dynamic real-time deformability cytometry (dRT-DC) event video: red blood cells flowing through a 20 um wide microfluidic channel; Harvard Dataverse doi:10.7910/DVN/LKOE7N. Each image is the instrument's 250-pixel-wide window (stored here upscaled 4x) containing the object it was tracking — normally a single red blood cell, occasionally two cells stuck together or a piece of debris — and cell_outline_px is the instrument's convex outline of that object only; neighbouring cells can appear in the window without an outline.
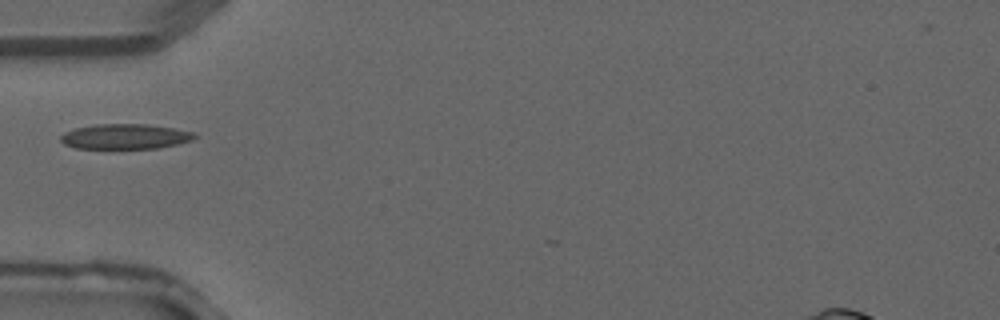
{"species": "common noctule bat (a hibernating species)", "species_latin": "Nyctalus noctula", "temperature_condition": "warm", "stored_images_in_passage": 1, "camera_frame_rate_fps": 3000, "um_per_image_px": 0.085, "animal": {"sex": "male", "forearm_length_mm": 52.5}, "frame": {"image": 1, "passage_image": 1, "time_ms": 0.0, "image_size_px": [1000, 320], "cell_outline_px": [[196, 136], [192, 140], [160, 148], [76, 148], [64, 144], [60, 140], [60, 136], [64, 132], [76, 128], [96, 124], [148, 124], [196, 132]], "centroid_in_image_um": [10.64, 11.6], "position_along_channel_um": 74.4, "area_um2": 19.54}}